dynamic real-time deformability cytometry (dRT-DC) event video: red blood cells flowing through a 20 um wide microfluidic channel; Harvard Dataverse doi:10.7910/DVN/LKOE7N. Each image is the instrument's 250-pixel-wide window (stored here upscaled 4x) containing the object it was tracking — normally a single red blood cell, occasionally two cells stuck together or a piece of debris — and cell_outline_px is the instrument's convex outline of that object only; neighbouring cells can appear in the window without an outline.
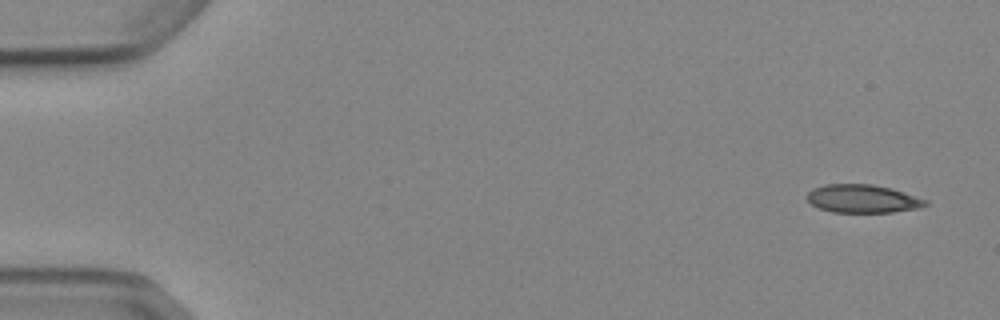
{"species": "Egyptian fruit bat (a non-hibernating species)", "species_latin": "Rousettus aegyptiacus", "temperature_condition": "cold", "stored_images_in_passage": 4, "camera_frame_rate_fps": 3000, "um_per_image_px": 0.085, "animal": {"sex": "female"}, "frame": {"image": 1, "passage_image": 1, "time_ms": 0.0, "image_size_px": [1000, 320], "cell_outline_px": [[928, 204], [920, 208], [892, 212], [832, 212], [820, 208], [812, 204], [804, 196], [812, 188], [824, 184], [872, 184], [892, 188], [928, 200]], "centroid_in_image_um": [73.32, 16.88], "position_along_channel_um": 11.7, "area_um2": 19.59}}
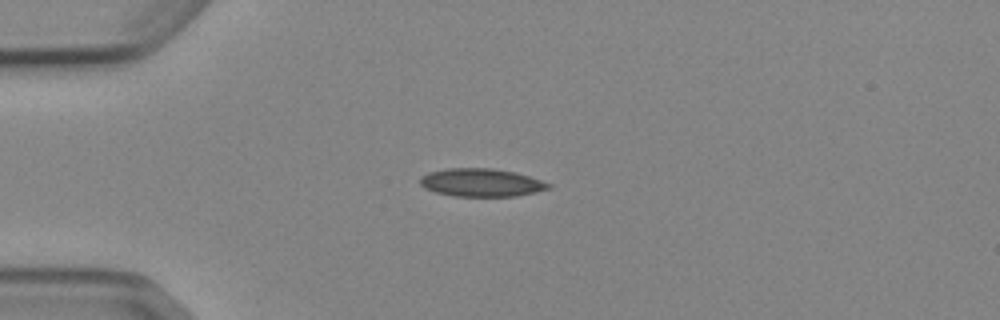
{"frame": {"image": 2, "passage_image": 4, "time_ms": 3.667, "image_size_px": [1000, 320], "cell_outline_px": [[552, 188], [536, 192], [516, 196], [456, 196], [436, 192], [424, 188], [420, 184], [420, 176], [428, 172], [448, 168], [492, 168], [516, 172], [552, 184]], "centroid_in_image_um": [40.91, 15.51], "position_along_channel_um": 44.1, "area_um2": 21.04}}